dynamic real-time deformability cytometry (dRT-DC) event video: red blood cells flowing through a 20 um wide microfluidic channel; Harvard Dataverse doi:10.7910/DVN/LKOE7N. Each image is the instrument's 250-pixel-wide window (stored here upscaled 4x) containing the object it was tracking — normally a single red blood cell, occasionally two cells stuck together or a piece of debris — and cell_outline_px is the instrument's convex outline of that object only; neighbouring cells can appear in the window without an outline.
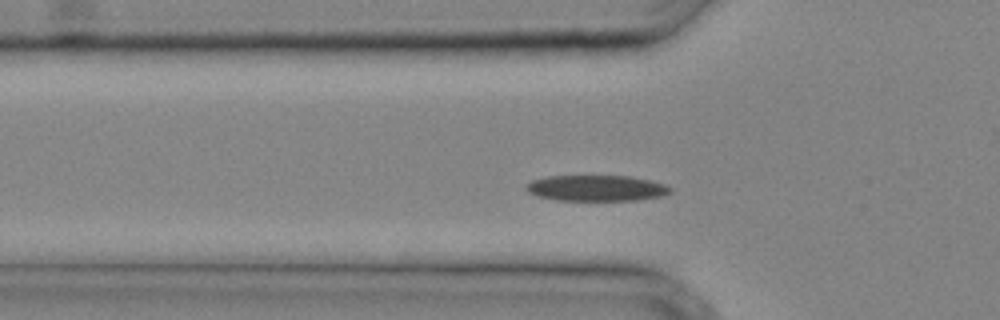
{"species": "common noctule bat (a hibernating species)", "species_latin": "Nyctalus noctula", "temperature_condition": "cold", "stored_images_in_passage": 26, "camera_frame_rate_fps": 3000, "um_per_image_px": 0.085, "animal": {"sex": "male", "body_mass_g": 20.4}, "frame": {"image": 1, "passage_image": 3, "time_ms": 0.667, "image_size_px": [1000, 320], "cell_outline_px": [[672, 192], [660, 196], [636, 200], [556, 200], [536, 196], [528, 192], [524, 188], [524, 184], [532, 180], [548, 176], [628, 176], [648, 180], [664, 184], [672, 188]], "centroid_in_image_um": [50.63, 15.99], "position_along_channel_um": 75.2, "area_um2": 21.73}}
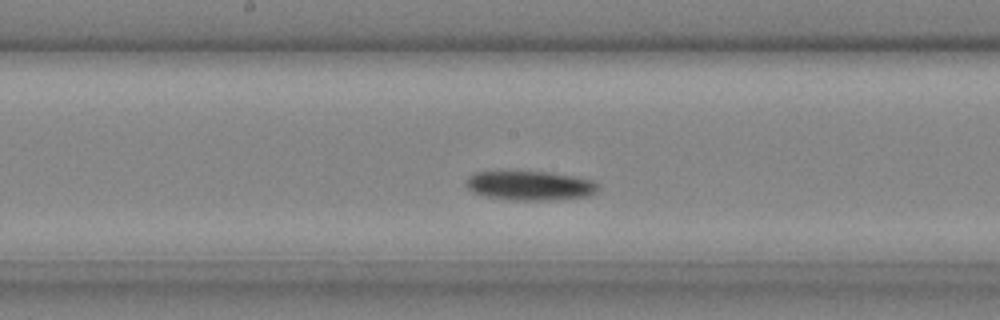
{"frame": {"image": 2, "passage_image": 10, "time_ms": 3.0, "image_size_px": [1000, 320], "cell_outline_px": [[600, 188], [596, 192], [588, 196], [548, 200], [508, 200], [484, 196], [472, 192], [464, 184], [464, 180], [468, 176], [476, 172], [548, 172], [572, 176], [592, 180], [600, 184]], "centroid_in_image_um": [45.03, 15.78], "position_along_channel_um": 203.2, "area_um2": 22.66}}
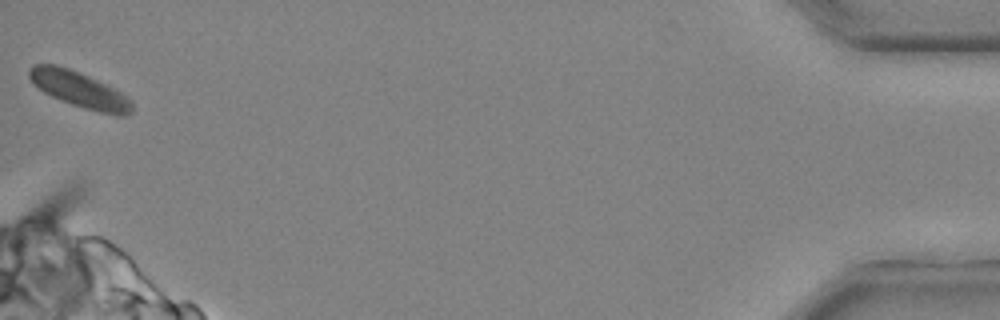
{"frame": {"image": 3, "passage_image": 26, "time_ms": 8.333, "image_size_px": [1000, 320], "cell_outline_px": [[132, 112], [128, 116], [116, 116], [84, 108], [72, 104], [52, 96], [44, 92], [28, 76], [28, 68], [32, 64], [56, 64], [80, 72], [120, 92], [132, 100]], "centroid_in_image_um": [6.77, 7.62], "position_along_channel_um": 428.4, "area_um2": 21.21}}